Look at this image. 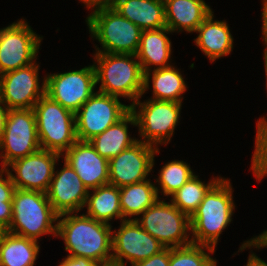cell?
I'll return each mask as SVG.
<instances>
[{"instance_id": "cell-1", "label": "cell", "mask_w": 267, "mask_h": 266, "mask_svg": "<svg viewBox=\"0 0 267 266\" xmlns=\"http://www.w3.org/2000/svg\"><path fill=\"white\" fill-rule=\"evenodd\" d=\"M112 231L111 225L84 213L58 215L56 237L63 239L67 256L86 257L98 266L112 264Z\"/></svg>"}, {"instance_id": "cell-2", "label": "cell", "mask_w": 267, "mask_h": 266, "mask_svg": "<svg viewBox=\"0 0 267 266\" xmlns=\"http://www.w3.org/2000/svg\"><path fill=\"white\" fill-rule=\"evenodd\" d=\"M233 192L230 179L223 177L208 191L190 217L192 243L216 249L220 235L233 221Z\"/></svg>"}, {"instance_id": "cell-3", "label": "cell", "mask_w": 267, "mask_h": 266, "mask_svg": "<svg viewBox=\"0 0 267 266\" xmlns=\"http://www.w3.org/2000/svg\"><path fill=\"white\" fill-rule=\"evenodd\" d=\"M98 92L130 100V106L143 96L144 72L134 54L94 53Z\"/></svg>"}, {"instance_id": "cell-4", "label": "cell", "mask_w": 267, "mask_h": 266, "mask_svg": "<svg viewBox=\"0 0 267 266\" xmlns=\"http://www.w3.org/2000/svg\"><path fill=\"white\" fill-rule=\"evenodd\" d=\"M86 18L89 33L100 43L95 53L137 54L142 30L109 4L92 8Z\"/></svg>"}, {"instance_id": "cell-5", "label": "cell", "mask_w": 267, "mask_h": 266, "mask_svg": "<svg viewBox=\"0 0 267 266\" xmlns=\"http://www.w3.org/2000/svg\"><path fill=\"white\" fill-rule=\"evenodd\" d=\"M57 219L46 193L15 189L8 232L36 241L47 234L56 237Z\"/></svg>"}, {"instance_id": "cell-6", "label": "cell", "mask_w": 267, "mask_h": 266, "mask_svg": "<svg viewBox=\"0 0 267 266\" xmlns=\"http://www.w3.org/2000/svg\"><path fill=\"white\" fill-rule=\"evenodd\" d=\"M41 149L61 156L78 140L75 113L44 94L33 107Z\"/></svg>"}, {"instance_id": "cell-7", "label": "cell", "mask_w": 267, "mask_h": 266, "mask_svg": "<svg viewBox=\"0 0 267 266\" xmlns=\"http://www.w3.org/2000/svg\"><path fill=\"white\" fill-rule=\"evenodd\" d=\"M181 108L182 103L174 101L148 99L141 102L139 98L131 105L141 137L138 141L157 149L158 145L170 143L174 130L180 122Z\"/></svg>"}, {"instance_id": "cell-8", "label": "cell", "mask_w": 267, "mask_h": 266, "mask_svg": "<svg viewBox=\"0 0 267 266\" xmlns=\"http://www.w3.org/2000/svg\"><path fill=\"white\" fill-rule=\"evenodd\" d=\"M165 201L161 198L157 199L135 221L165 248L191 244L190 217L174 206L171 201L169 203Z\"/></svg>"}, {"instance_id": "cell-9", "label": "cell", "mask_w": 267, "mask_h": 266, "mask_svg": "<svg viewBox=\"0 0 267 266\" xmlns=\"http://www.w3.org/2000/svg\"><path fill=\"white\" fill-rule=\"evenodd\" d=\"M33 109H9L0 138L1 168L40 150Z\"/></svg>"}, {"instance_id": "cell-10", "label": "cell", "mask_w": 267, "mask_h": 266, "mask_svg": "<svg viewBox=\"0 0 267 266\" xmlns=\"http://www.w3.org/2000/svg\"><path fill=\"white\" fill-rule=\"evenodd\" d=\"M25 19L0 29V75L36 62L43 36Z\"/></svg>"}, {"instance_id": "cell-11", "label": "cell", "mask_w": 267, "mask_h": 266, "mask_svg": "<svg viewBox=\"0 0 267 266\" xmlns=\"http://www.w3.org/2000/svg\"><path fill=\"white\" fill-rule=\"evenodd\" d=\"M131 110L119 97L96 91L75 113L79 141H89L117 123Z\"/></svg>"}, {"instance_id": "cell-12", "label": "cell", "mask_w": 267, "mask_h": 266, "mask_svg": "<svg viewBox=\"0 0 267 266\" xmlns=\"http://www.w3.org/2000/svg\"><path fill=\"white\" fill-rule=\"evenodd\" d=\"M96 86L93 64L80 70L45 76V94L73 113L95 93Z\"/></svg>"}, {"instance_id": "cell-13", "label": "cell", "mask_w": 267, "mask_h": 266, "mask_svg": "<svg viewBox=\"0 0 267 266\" xmlns=\"http://www.w3.org/2000/svg\"><path fill=\"white\" fill-rule=\"evenodd\" d=\"M119 228L112 231V264L126 266L146 260L165 247L142 229L135 220H122ZM126 259V261H124Z\"/></svg>"}, {"instance_id": "cell-14", "label": "cell", "mask_w": 267, "mask_h": 266, "mask_svg": "<svg viewBox=\"0 0 267 266\" xmlns=\"http://www.w3.org/2000/svg\"><path fill=\"white\" fill-rule=\"evenodd\" d=\"M39 68L34 62L0 75V98L8 109H33L45 94V76L40 86Z\"/></svg>"}, {"instance_id": "cell-15", "label": "cell", "mask_w": 267, "mask_h": 266, "mask_svg": "<svg viewBox=\"0 0 267 266\" xmlns=\"http://www.w3.org/2000/svg\"><path fill=\"white\" fill-rule=\"evenodd\" d=\"M159 148L137 141L117 156L109 159V184L118 188L147 180Z\"/></svg>"}, {"instance_id": "cell-16", "label": "cell", "mask_w": 267, "mask_h": 266, "mask_svg": "<svg viewBox=\"0 0 267 266\" xmlns=\"http://www.w3.org/2000/svg\"><path fill=\"white\" fill-rule=\"evenodd\" d=\"M61 155L40 149L24 158L15 160L5 169L16 189L41 191L46 193L53 178L56 163ZM11 169V171H10ZM15 172L12 173V172Z\"/></svg>"}, {"instance_id": "cell-17", "label": "cell", "mask_w": 267, "mask_h": 266, "mask_svg": "<svg viewBox=\"0 0 267 266\" xmlns=\"http://www.w3.org/2000/svg\"><path fill=\"white\" fill-rule=\"evenodd\" d=\"M89 190L75 170L64 160L61 170H54L46 192L53 210L58 214L80 212L86 203Z\"/></svg>"}, {"instance_id": "cell-18", "label": "cell", "mask_w": 267, "mask_h": 266, "mask_svg": "<svg viewBox=\"0 0 267 266\" xmlns=\"http://www.w3.org/2000/svg\"><path fill=\"white\" fill-rule=\"evenodd\" d=\"M62 157L89 191L109 184V160L100 156L89 141L77 140Z\"/></svg>"}, {"instance_id": "cell-19", "label": "cell", "mask_w": 267, "mask_h": 266, "mask_svg": "<svg viewBox=\"0 0 267 266\" xmlns=\"http://www.w3.org/2000/svg\"><path fill=\"white\" fill-rule=\"evenodd\" d=\"M214 12L198 26L195 45L207 56L210 62L223 58L233 51V36L225 20H213Z\"/></svg>"}, {"instance_id": "cell-20", "label": "cell", "mask_w": 267, "mask_h": 266, "mask_svg": "<svg viewBox=\"0 0 267 266\" xmlns=\"http://www.w3.org/2000/svg\"><path fill=\"white\" fill-rule=\"evenodd\" d=\"M166 27L174 32L193 33L210 15L204 0H164Z\"/></svg>"}, {"instance_id": "cell-21", "label": "cell", "mask_w": 267, "mask_h": 266, "mask_svg": "<svg viewBox=\"0 0 267 266\" xmlns=\"http://www.w3.org/2000/svg\"><path fill=\"white\" fill-rule=\"evenodd\" d=\"M109 5L141 30L166 27L164 0H110Z\"/></svg>"}, {"instance_id": "cell-22", "label": "cell", "mask_w": 267, "mask_h": 266, "mask_svg": "<svg viewBox=\"0 0 267 266\" xmlns=\"http://www.w3.org/2000/svg\"><path fill=\"white\" fill-rule=\"evenodd\" d=\"M172 33L167 27L142 30L137 50V59L144 73L154 69L171 66V40L167 34ZM156 66V67H155Z\"/></svg>"}, {"instance_id": "cell-23", "label": "cell", "mask_w": 267, "mask_h": 266, "mask_svg": "<svg viewBox=\"0 0 267 266\" xmlns=\"http://www.w3.org/2000/svg\"><path fill=\"white\" fill-rule=\"evenodd\" d=\"M130 124L137 127L135 115L131 110L121 120L89 142L100 156L109 160L138 141L129 134L128 125Z\"/></svg>"}, {"instance_id": "cell-24", "label": "cell", "mask_w": 267, "mask_h": 266, "mask_svg": "<svg viewBox=\"0 0 267 266\" xmlns=\"http://www.w3.org/2000/svg\"><path fill=\"white\" fill-rule=\"evenodd\" d=\"M152 76V77H151ZM152 80V97L154 100H165L182 103L183 93L187 90V84L181 71L173 65L166 68L153 69L144 73L143 94L150 89Z\"/></svg>"}, {"instance_id": "cell-25", "label": "cell", "mask_w": 267, "mask_h": 266, "mask_svg": "<svg viewBox=\"0 0 267 266\" xmlns=\"http://www.w3.org/2000/svg\"><path fill=\"white\" fill-rule=\"evenodd\" d=\"M39 242L8 231L0 233V266H34Z\"/></svg>"}, {"instance_id": "cell-26", "label": "cell", "mask_w": 267, "mask_h": 266, "mask_svg": "<svg viewBox=\"0 0 267 266\" xmlns=\"http://www.w3.org/2000/svg\"><path fill=\"white\" fill-rule=\"evenodd\" d=\"M86 215L91 218L109 224L111 220H125L120 206V192L117 186L107 184L99 186L88 192L85 206Z\"/></svg>"}, {"instance_id": "cell-27", "label": "cell", "mask_w": 267, "mask_h": 266, "mask_svg": "<svg viewBox=\"0 0 267 266\" xmlns=\"http://www.w3.org/2000/svg\"><path fill=\"white\" fill-rule=\"evenodd\" d=\"M119 192L122 216L125 220H135L159 199L156 186L150 179L121 187Z\"/></svg>"}, {"instance_id": "cell-28", "label": "cell", "mask_w": 267, "mask_h": 266, "mask_svg": "<svg viewBox=\"0 0 267 266\" xmlns=\"http://www.w3.org/2000/svg\"><path fill=\"white\" fill-rule=\"evenodd\" d=\"M222 177H214L207 184L198 175L191 177L180 189L171 195V203L180 211L191 217L208 191Z\"/></svg>"}, {"instance_id": "cell-29", "label": "cell", "mask_w": 267, "mask_h": 266, "mask_svg": "<svg viewBox=\"0 0 267 266\" xmlns=\"http://www.w3.org/2000/svg\"><path fill=\"white\" fill-rule=\"evenodd\" d=\"M156 178V191L159 198L160 190L163 196H171L180 189L191 177L195 175L190 165L183 160H172L165 163Z\"/></svg>"}, {"instance_id": "cell-30", "label": "cell", "mask_w": 267, "mask_h": 266, "mask_svg": "<svg viewBox=\"0 0 267 266\" xmlns=\"http://www.w3.org/2000/svg\"><path fill=\"white\" fill-rule=\"evenodd\" d=\"M210 253H215V249L194 243L170 248L169 266H212L217 260Z\"/></svg>"}, {"instance_id": "cell-31", "label": "cell", "mask_w": 267, "mask_h": 266, "mask_svg": "<svg viewBox=\"0 0 267 266\" xmlns=\"http://www.w3.org/2000/svg\"><path fill=\"white\" fill-rule=\"evenodd\" d=\"M255 150L252 155L251 170L260 182L267 176V118L261 117L256 123Z\"/></svg>"}, {"instance_id": "cell-32", "label": "cell", "mask_w": 267, "mask_h": 266, "mask_svg": "<svg viewBox=\"0 0 267 266\" xmlns=\"http://www.w3.org/2000/svg\"><path fill=\"white\" fill-rule=\"evenodd\" d=\"M5 173V174H4ZM6 175V177H4ZM15 185L13 184L8 170L5 168L0 169V202L12 201L15 191Z\"/></svg>"}, {"instance_id": "cell-33", "label": "cell", "mask_w": 267, "mask_h": 266, "mask_svg": "<svg viewBox=\"0 0 267 266\" xmlns=\"http://www.w3.org/2000/svg\"><path fill=\"white\" fill-rule=\"evenodd\" d=\"M169 263L170 248H164L162 251L147 258L146 260L136 262L130 266H169Z\"/></svg>"}, {"instance_id": "cell-34", "label": "cell", "mask_w": 267, "mask_h": 266, "mask_svg": "<svg viewBox=\"0 0 267 266\" xmlns=\"http://www.w3.org/2000/svg\"><path fill=\"white\" fill-rule=\"evenodd\" d=\"M12 222V201L0 202V230L7 231Z\"/></svg>"}, {"instance_id": "cell-35", "label": "cell", "mask_w": 267, "mask_h": 266, "mask_svg": "<svg viewBox=\"0 0 267 266\" xmlns=\"http://www.w3.org/2000/svg\"><path fill=\"white\" fill-rule=\"evenodd\" d=\"M240 249L238 252L245 250L246 248L252 249L256 248H267V230H264L261 234L258 236H254L250 240L244 241L243 244L239 247Z\"/></svg>"}, {"instance_id": "cell-36", "label": "cell", "mask_w": 267, "mask_h": 266, "mask_svg": "<svg viewBox=\"0 0 267 266\" xmlns=\"http://www.w3.org/2000/svg\"><path fill=\"white\" fill-rule=\"evenodd\" d=\"M58 266H98L91 259L86 257H70L67 256L60 262Z\"/></svg>"}, {"instance_id": "cell-37", "label": "cell", "mask_w": 267, "mask_h": 266, "mask_svg": "<svg viewBox=\"0 0 267 266\" xmlns=\"http://www.w3.org/2000/svg\"><path fill=\"white\" fill-rule=\"evenodd\" d=\"M263 8H262V36H263V42L265 49L264 51H267V0H263Z\"/></svg>"}, {"instance_id": "cell-38", "label": "cell", "mask_w": 267, "mask_h": 266, "mask_svg": "<svg viewBox=\"0 0 267 266\" xmlns=\"http://www.w3.org/2000/svg\"><path fill=\"white\" fill-rule=\"evenodd\" d=\"M8 108L0 98V138L5 130Z\"/></svg>"}, {"instance_id": "cell-39", "label": "cell", "mask_w": 267, "mask_h": 266, "mask_svg": "<svg viewBox=\"0 0 267 266\" xmlns=\"http://www.w3.org/2000/svg\"><path fill=\"white\" fill-rule=\"evenodd\" d=\"M246 266H267V263L259 258L254 252L249 254Z\"/></svg>"}, {"instance_id": "cell-40", "label": "cell", "mask_w": 267, "mask_h": 266, "mask_svg": "<svg viewBox=\"0 0 267 266\" xmlns=\"http://www.w3.org/2000/svg\"><path fill=\"white\" fill-rule=\"evenodd\" d=\"M80 2L86 5V8L92 9L98 6L109 4L110 0H79Z\"/></svg>"}, {"instance_id": "cell-41", "label": "cell", "mask_w": 267, "mask_h": 266, "mask_svg": "<svg viewBox=\"0 0 267 266\" xmlns=\"http://www.w3.org/2000/svg\"><path fill=\"white\" fill-rule=\"evenodd\" d=\"M264 54H263V58H264V68H265V74H266V81H267V51H263Z\"/></svg>"}]
</instances>
